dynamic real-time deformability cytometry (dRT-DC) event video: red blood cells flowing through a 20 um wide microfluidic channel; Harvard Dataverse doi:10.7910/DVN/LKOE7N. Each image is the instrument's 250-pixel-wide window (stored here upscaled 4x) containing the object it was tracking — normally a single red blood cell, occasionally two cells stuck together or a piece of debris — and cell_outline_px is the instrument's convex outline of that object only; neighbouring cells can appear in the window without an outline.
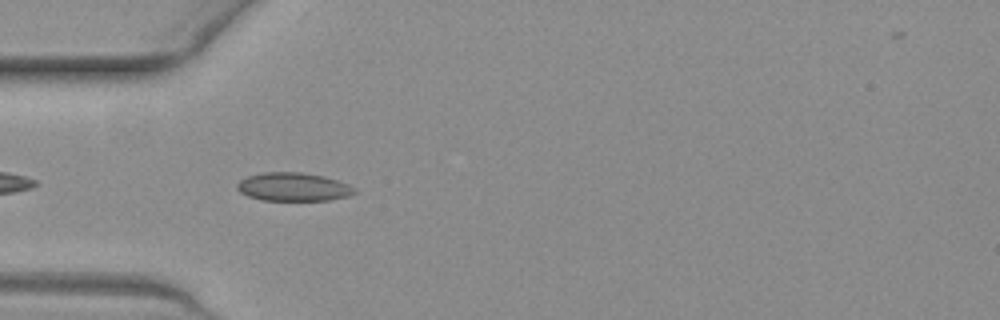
{"species": "common noctule bat (a hibernating species)", "species_latin": "Nyctalus noctula", "temperature_condition": "warm", "stored_images_in_passage": 11, "camera_frame_rate_fps": 3000, "um_per_image_px": 0.085, "animal": {"sex": "female", "body_mass_g": 19.3, "forearm_length_mm": 54.1}, "frame": {"image": 1, "passage_image": 2, "time_ms": 0.333, "image_size_px": [1000, 320], "cell_outline_px": [[356, 192], [348, 196], [328, 200], [260, 200], [248, 196], [240, 192], [236, 188], [236, 184], [240, 180], [248, 176], [264, 172], [300, 172], [324, 176], [348, 184], [356, 188]], "centroid_in_image_um": [24.92, 15.88], "position_along_channel_um": 60.1, "area_um2": 19.42}}
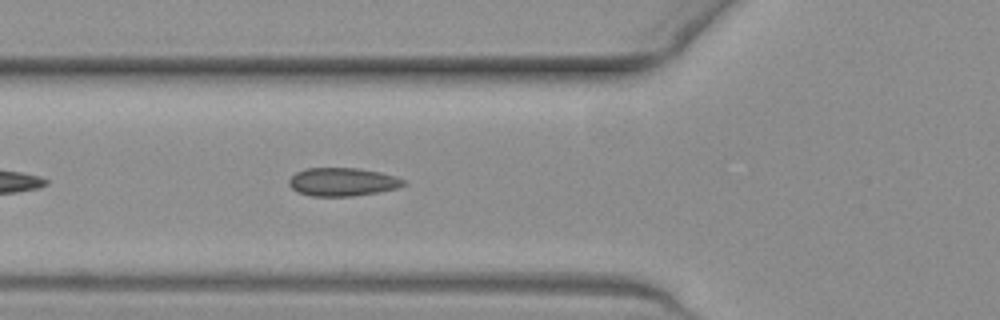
{"frame": {"image": 2, "passage_image": 5, "time_ms": 1.333, "image_size_px": [1000, 320], "cell_outline_px": [[408, 184], [396, 188], [376, 192], [352, 196], [312, 196], [300, 192], [292, 188], [288, 184], [288, 180], [296, 172], [304, 168], [360, 168], [380, 172], [396, 176], [404, 180]], "centroid_in_image_um": [29.12, 15.45], "position_along_channel_um": 96.7, "area_um2": 18.84}}
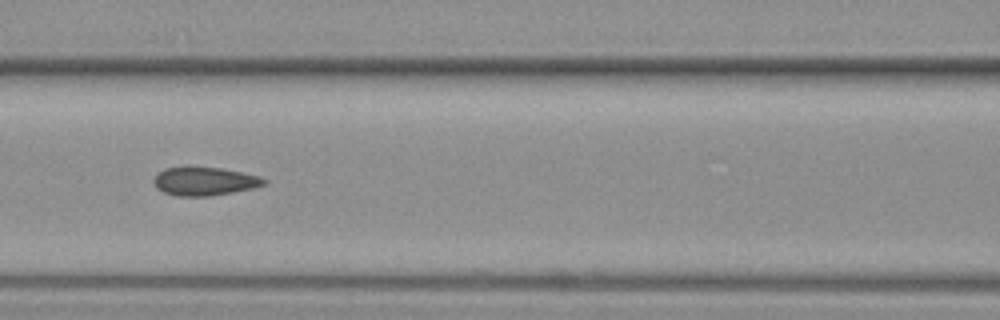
{"frame": {"image": 3, "passage_image": 9, "time_ms": 2.667, "image_size_px": [1000, 320], "cell_outline_px": [[268, 180], [264, 184], [252, 188], [232, 192], [208, 196], [176, 196], [164, 192], [156, 188], [152, 180], [156, 172], [164, 168], [188, 164], [220, 168], [260, 176]], "centroid_in_image_um": [17.29, 15.36], "position_along_channel_um": 149.3, "area_um2": 18.84}}